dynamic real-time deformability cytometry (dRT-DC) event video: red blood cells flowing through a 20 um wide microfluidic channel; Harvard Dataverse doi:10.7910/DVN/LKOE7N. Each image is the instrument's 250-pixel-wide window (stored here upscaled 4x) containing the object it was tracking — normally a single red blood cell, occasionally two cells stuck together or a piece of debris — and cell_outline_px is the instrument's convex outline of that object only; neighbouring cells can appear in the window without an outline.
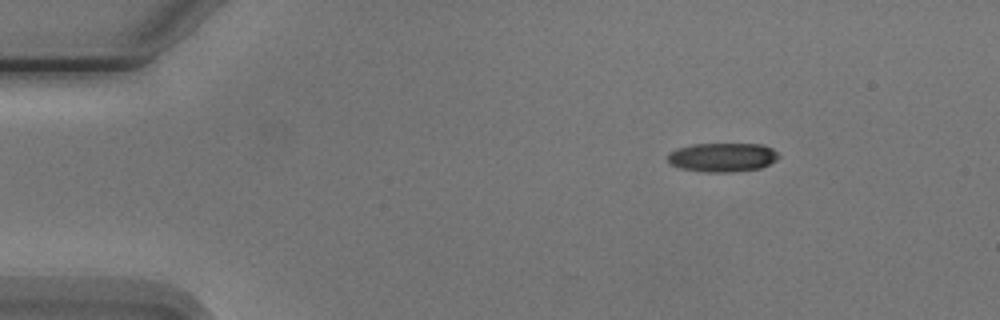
{"species": "Egyptian fruit bat (a non-hibernating species)", "species_latin": "Rousettus aegyptiacus", "temperature_condition": "cold", "stored_images_in_passage": 6, "camera_frame_rate_fps": 3000, "um_per_image_px": 0.085, "animal": {"sex": "male"}, "frame": {"image": 1, "passage_image": 2, "time_ms": 1.0, "image_size_px": [1000, 320], "cell_outline_px": [[780, 156], [776, 160], [760, 168], [728, 172], [708, 172], [680, 168], [668, 164], [668, 152], [676, 148], [692, 144], [764, 144], [772, 148]], "centroid_in_image_um": [61.37, 13.36], "position_along_channel_um": 23.6, "area_um2": 18.79}}
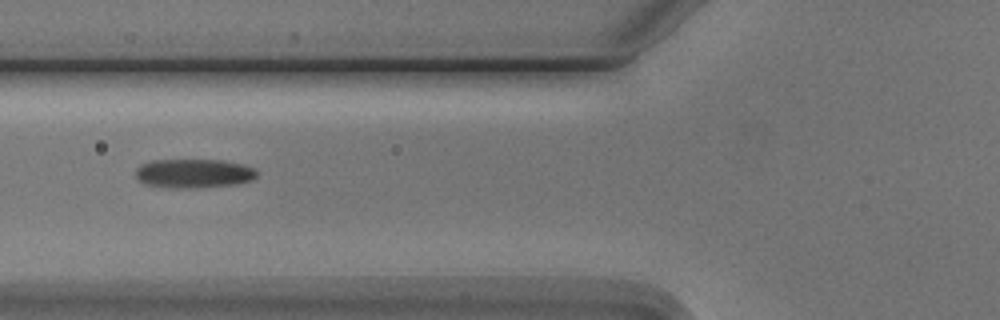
{"frame": {"image": 2, "passage_image": 5, "time_ms": 5.333, "image_size_px": [1000, 320], "cell_outline_px": [[256, 176], [252, 180], [236, 184], [184, 188], [168, 188], [144, 184], [136, 176], [136, 168], [140, 164], [152, 160], [224, 160], [244, 164], [252, 168], [256, 172]], "centroid_in_image_um": [16.44, 14.73], "position_along_channel_um": 109.4, "area_um2": 20.46}}
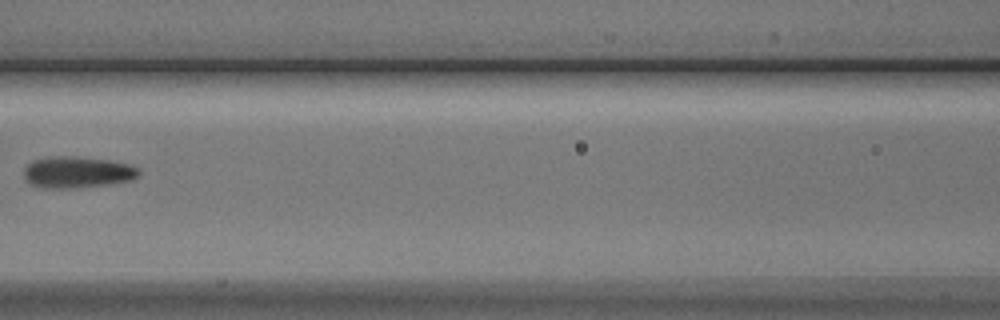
{"frame": {"image": 3, "passage_image": 6, "time_ms": 6.667, "image_size_px": [1000, 320], "cell_outline_px": [[140, 172], [132, 180], [112, 184], [72, 188], [44, 188], [28, 184], [24, 176], [24, 168], [32, 160], [56, 156], [76, 156], [108, 160], [132, 164], [140, 168]], "centroid_in_image_um": [6.58, 14.64], "position_along_channel_um": 160.0, "area_um2": 21.33}}